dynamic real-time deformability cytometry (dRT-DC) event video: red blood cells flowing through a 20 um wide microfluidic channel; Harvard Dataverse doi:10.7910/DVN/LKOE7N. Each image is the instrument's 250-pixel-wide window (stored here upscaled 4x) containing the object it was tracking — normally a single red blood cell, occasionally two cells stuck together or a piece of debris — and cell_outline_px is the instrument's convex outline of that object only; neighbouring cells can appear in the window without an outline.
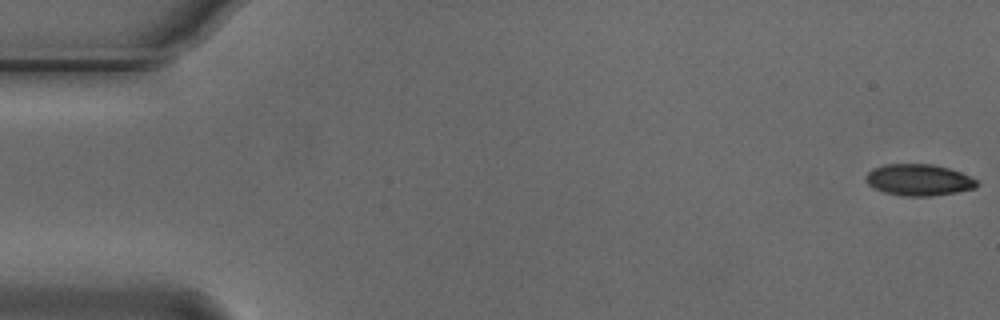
{"species": "Egyptian fruit bat (a non-hibernating species)", "species_latin": "Rousettus aegyptiacus", "temperature_condition": "cold", "stored_images_in_passage": 55, "camera_frame_rate_fps": 3000, "um_per_image_px": 0.085, "animal": {"sex": "male"}, "frame": {"image": 1, "passage_image": 1, "time_ms": 0.0, "image_size_px": [1000, 320], "cell_outline_px": [[980, 184], [976, 188], [956, 192], [928, 196], [904, 196], [884, 192], [872, 188], [864, 180], [864, 176], [872, 168], [884, 164], [932, 164], [948, 168], [960, 172], [976, 180]], "centroid_in_image_um": [78.05, 15.29], "position_along_channel_um": 7.0, "area_um2": 20.46}}
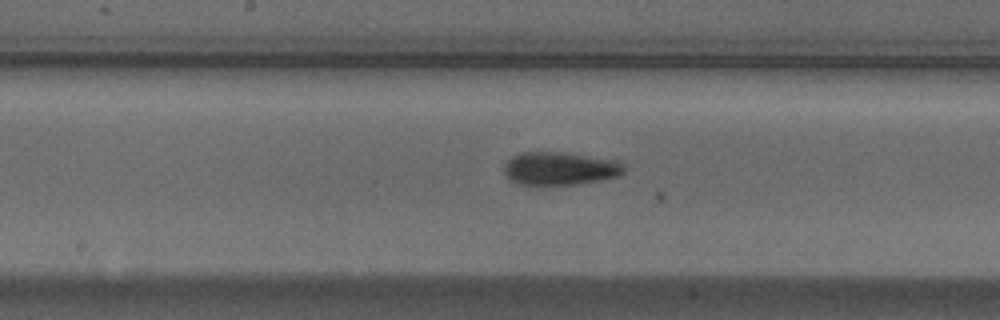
{"frame": {"image": 2, "passage_image": 28, "time_ms": 9.0, "image_size_px": [1000, 320], "cell_outline_px": [[624, 172], [620, 176], [600, 180], [576, 184], [520, 184], [512, 180], [504, 172], [504, 164], [512, 156], [520, 152], [564, 152], [620, 160], [624, 168]], "centroid_in_image_um": [47.63, 14.3], "position_along_channel_um": 200.6, "area_um2": 23.12}}
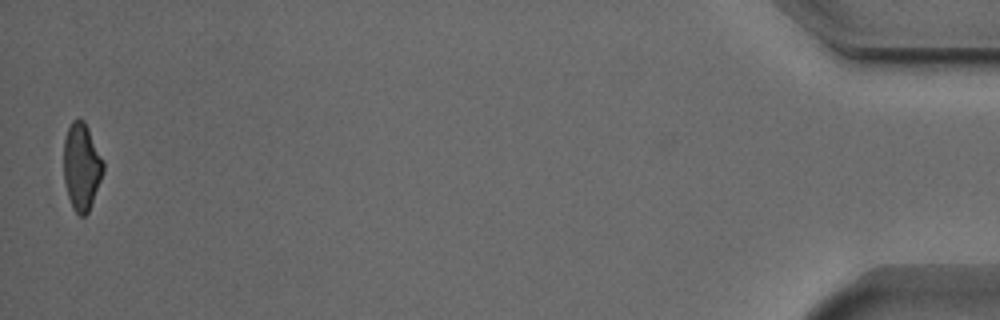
{"frame": {"image": 3, "passage_image": 54, "time_ms": 17.667, "image_size_px": [1000, 320], "cell_outline_px": [[104, 172], [88, 212], [84, 216], [80, 216], [72, 208], [68, 196], [64, 180], [64, 140], [68, 128], [72, 120], [84, 120], [104, 160]], "centroid_in_image_um": [6.94, 14.17], "position_along_channel_um": 428.3, "area_um2": 20.06}, "authors_computed_cell_mechanics": {"area_um2": 21.8484, "velocity_mm_per_s": 3.7564, "shape_relaxation_time_tau1_ms": 3.6739, "shape_relaxation_time_tau2_ms": 3.5594, "deformation_change_tau1": 0.1213, "deformation_change_tau2": 0.1036}}